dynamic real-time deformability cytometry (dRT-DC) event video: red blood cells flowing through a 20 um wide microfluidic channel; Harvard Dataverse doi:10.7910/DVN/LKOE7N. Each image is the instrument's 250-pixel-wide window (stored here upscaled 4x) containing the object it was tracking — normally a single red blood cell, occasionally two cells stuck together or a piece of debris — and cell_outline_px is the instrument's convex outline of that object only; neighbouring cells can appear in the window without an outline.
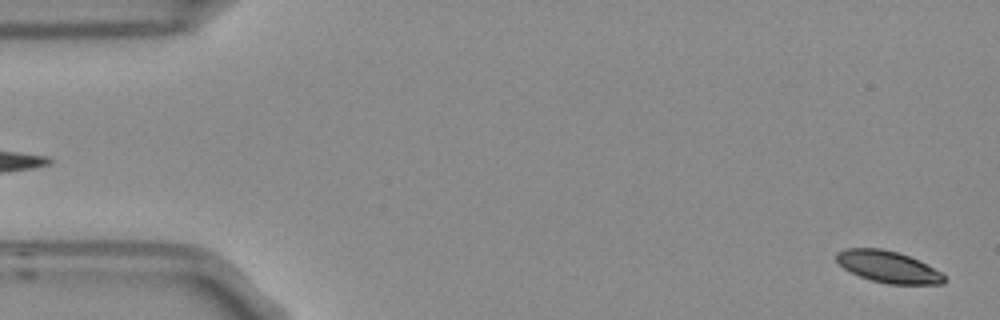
{"species": "Egyptian fruit bat (a non-hibernating species)", "species_latin": "Rousettus aegyptiacus", "temperature_condition": "room temperature", "stored_images_in_passage": 5, "segment_of_instrument_passage": [2, 2], "camera_frame_rate_fps": 3000, "um_per_image_px": 0.085, "frame": {"image": 1, "passage_image": 5, "time_ms": 1.333, "image_size_px": [1000, 320], "cell_outline_px": [[944, 284], [888, 284], [872, 280], [860, 276], [844, 268], [836, 260], [836, 252], [844, 248], [880, 248], [896, 252], [920, 260], [940, 272], [944, 276]], "centroid_in_image_um": [75.48, 22.67], "position_along_channel_um": 9.5, "area_um2": 19.71}}